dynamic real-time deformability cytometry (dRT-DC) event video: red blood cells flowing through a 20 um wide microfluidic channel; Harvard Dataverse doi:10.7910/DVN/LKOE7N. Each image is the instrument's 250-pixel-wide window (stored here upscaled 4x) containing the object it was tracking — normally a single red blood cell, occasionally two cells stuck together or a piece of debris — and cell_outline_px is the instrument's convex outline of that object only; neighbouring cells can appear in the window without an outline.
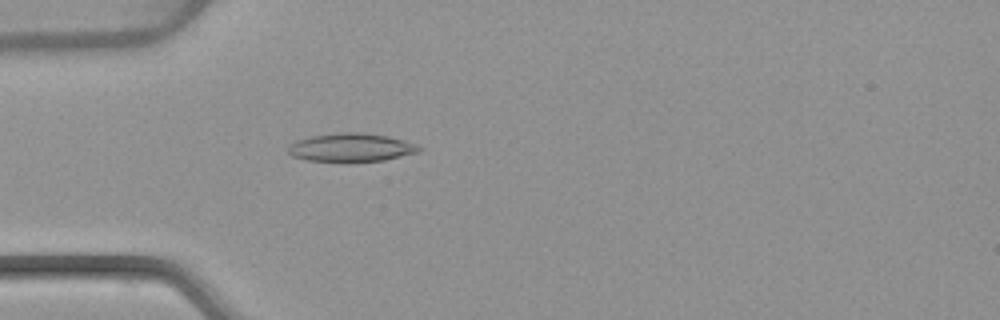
{"species": "common noctule bat (a hibernating species)", "species_latin": "Nyctalus noctula", "temperature_condition": "warm", "stored_images_in_passage": 53, "camera_frame_rate_fps": 3000, "um_per_image_px": 0.085, "animal": {"sex": "female", "body_mass_g": 22.7, "forearm_length_mm": 54.2}, "frame": {"image": 1, "passage_image": 16, "time_ms": 5.0, "image_size_px": [1000, 320], "cell_outline_px": [[424, 148], [416, 152], [384, 160], [344, 164], [308, 160], [292, 156], [288, 152], [288, 144], [296, 140], [312, 136], [340, 132], [360, 132], [384, 136], [404, 140], [416, 144]], "centroid_in_image_um": [29.79, 12.57], "position_along_channel_um": 55.2, "area_um2": 22.14}}
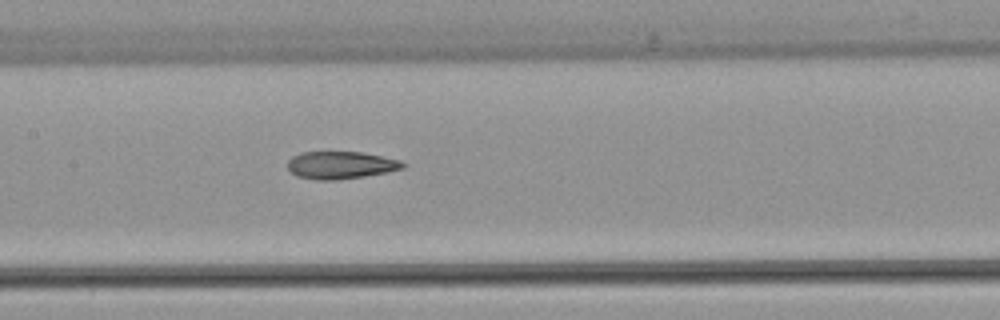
{"frame": {"image": 2, "passage_image": 26, "time_ms": 8.333, "image_size_px": [1000, 320], "cell_outline_px": [[408, 164], [404, 168], [388, 172], [364, 176], [336, 180], [316, 180], [296, 176], [288, 168], [288, 160], [292, 156], [300, 152], [360, 152], [400, 160]], "centroid_in_image_um": [28.96, 14.04], "position_along_channel_um": 178.4, "area_um2": 18.5}}
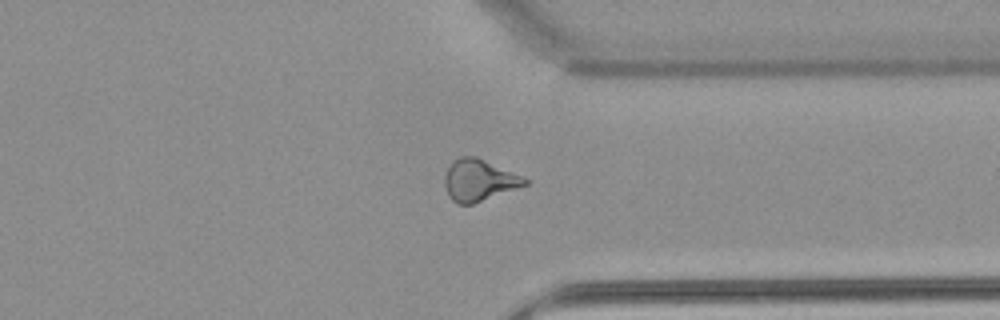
{"frame": {"image": 3, "passage_image": 41, "time_ms": 13.333, "image_size_px": [1000, 320], "cell_outline_px": [[528, 184], [472, 204], [460, 204], [452, 200], [448, 196], [444, 184], [444, 176], [452, 160], [460, 156], [476, 156], [520, 176], [528, 180]], "centroid_in_image_um": [40.65, 15.31], "position_along_channel_um": 370.7, "area_um2": 19.13}, "authors_computed_cell_mechanics": {"area_um2": 20.4612, "velocity_mm_per_s": 3.8846, "shape_relaxation_time_tau1_ms": null, "shape_relaxation_time_tau2_ms": 2.3988, "deformation_change_tau1": null, "deformation_change_tau2": 0.115}}